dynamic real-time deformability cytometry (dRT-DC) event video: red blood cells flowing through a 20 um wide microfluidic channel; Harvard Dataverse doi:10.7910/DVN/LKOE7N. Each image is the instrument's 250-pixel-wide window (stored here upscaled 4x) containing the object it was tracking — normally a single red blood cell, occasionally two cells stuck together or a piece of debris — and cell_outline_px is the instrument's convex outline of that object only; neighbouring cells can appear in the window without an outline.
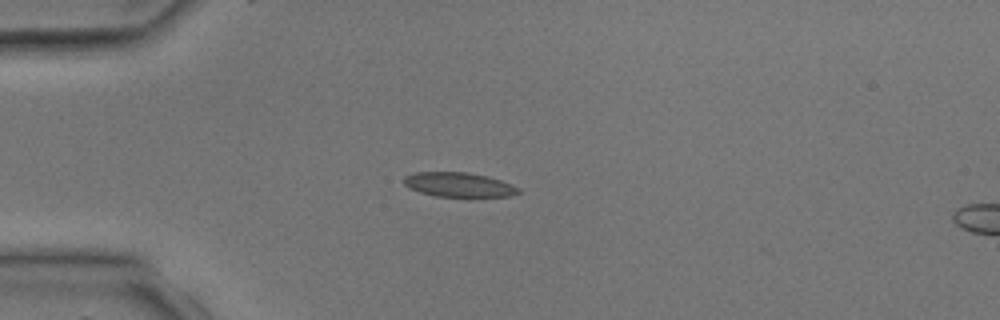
{"species": "common noctule bat (a hibernating species)", "species_latin": "Nyctalus noctula", "temperature_condition": "room temperature", "stored_images_in_passage": 4, "camera_frame_rate_fps": 3000, "um_per_image_px": 0.085, "animal": {"sex": "male", "body_mass_g": 17.9, "forearm_length_mm": 54.2}, "frame": {"image": 1, "passage_image": 3, "time_ms": 2.667, "image_size_px": [1000, 320], "cell_outline_px": [[520, 192], [512, 196], [436, 196], [420, 192], [408, 188], [404, 184], [404, 176], [416, 172], [468, 172], [488, 176], [500, 180], [520, 188]], "centroid_in_image_um": [38.98, 15.69], "position_along_channel_um": 46.0, "area_um2": 16.24}}